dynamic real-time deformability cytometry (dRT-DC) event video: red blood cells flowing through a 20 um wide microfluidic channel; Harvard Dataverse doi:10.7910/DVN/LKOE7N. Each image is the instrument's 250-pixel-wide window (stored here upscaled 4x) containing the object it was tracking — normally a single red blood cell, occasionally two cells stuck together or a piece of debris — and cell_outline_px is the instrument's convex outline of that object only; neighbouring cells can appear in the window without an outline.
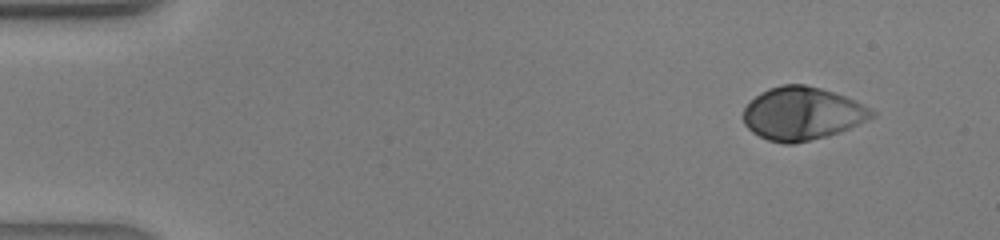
{"species": "human", "species_latin": "Homo sapiens", "temperature_condition": "warm", "stored_images_in_passage": 39, "camera_frame_rate_fps": 3000, "um_per_image_px": 0.085, "donor": {"sex": "male"}, "frame": {"image": 1, "passage_image": 1, "time_ms": 0.0, "image_size_px": [1000, 240], "cell_outline_px": [[876, 116], [868, 120], [840, 132], [828, 136], [792, 144], [784, 144], [768, 140], [752, 132], [744, 124], [744, 108], [760, 92], [768, 88], [784, 84], [804, 84], [820, 88], [844, 96], [876, 112]], "centroid_in_image_um": [68.17, 9.66], "position_along_channel_um": 16.8, "area_um2": 39.42}}
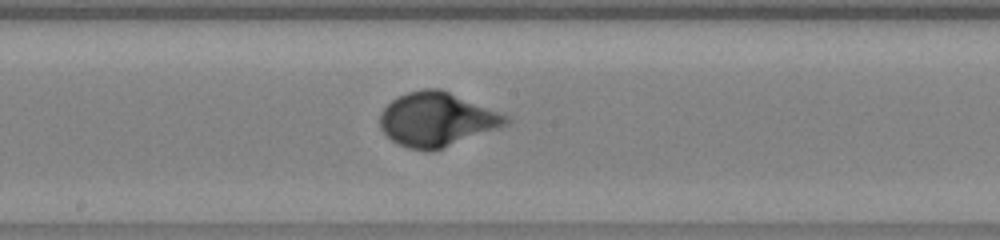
{"frame": {"image": 2, "passage_image": 20, "time_ms": 6.333, "image_size_px": [1000, 240], "cell_outline_px": [[512, 120], [508, 124], [440, 148], [408, 148], [392, 140], [380, 128], [380, 112], [396, 96], [408, 92], [424, 88], [440, 88], [508, 116]], "centroid_in_image_um": [37.1, 10.1], "position_along_channel_um": 211.1, "area_um2": 38.55}}
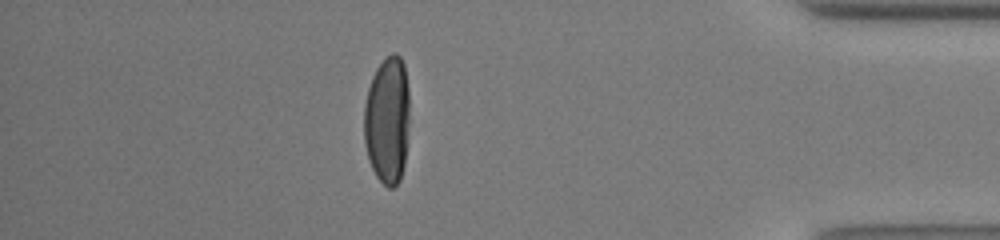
{"frame": {"image": 3, "passage_image": 34, "time_ms": 11.0, "image_size_px": [1000, 240], "cell_outline_px": [[408, 124], [404, 164], [400, 180], [392, 188], [388, 188], [376, 176], [368, 160], [364, 144], [364, 104], [368, 88], [372, 76], [376, 68], [392, 52], [396, 52], [400, 56], [404, 64], [408, 88]], "centroid_in_image_um": [32.9, 10.2], "position_along_channel_um": 402.3, "area_um2": 33.93}}